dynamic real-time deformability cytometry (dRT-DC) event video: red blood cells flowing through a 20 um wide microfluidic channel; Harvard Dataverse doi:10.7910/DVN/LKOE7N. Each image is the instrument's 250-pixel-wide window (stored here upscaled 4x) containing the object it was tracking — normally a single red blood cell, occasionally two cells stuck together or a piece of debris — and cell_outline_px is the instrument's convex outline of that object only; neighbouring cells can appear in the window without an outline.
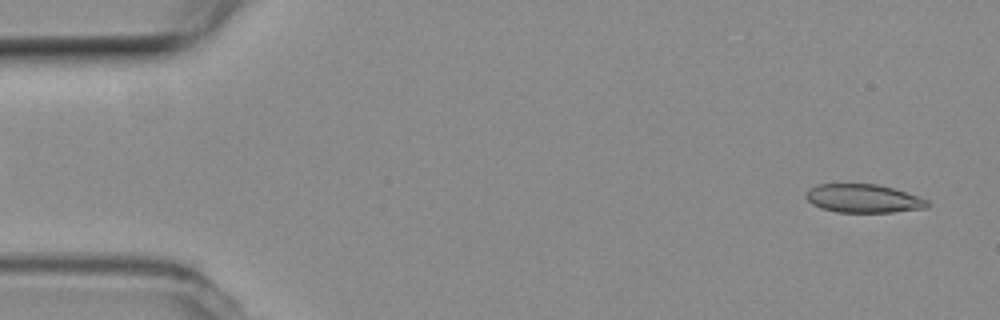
{"species": "common noctule bat (a hibernating species)", "species_latin": "Nyctalus noctula", "temperature_condition": "room temperature", "stored_images_in_passage": 54, "camera_frame_rate_fps": 3000, "um_per_image_px": 0.085, "animal": {"sex": "female", "body_mass_g": 19.3, "forearm_length_mm": 54.1}, "frame": {"image": 1, "passage_image": 3, "time_ms": 0.667, "image_size_px": [1000, 320], "cell_outline_px": [[932, 204], [928, 208], [892, 212], [836, 212], [820, 208], [812, 204], [804, 196], [808, 188], [816, 184], [876, 184], [892, 188], [928, 200]], "centroid_in_image_um": [73.36, 16.87], "position_along_channel_um": 11.6, "area_um2": 20.23}}
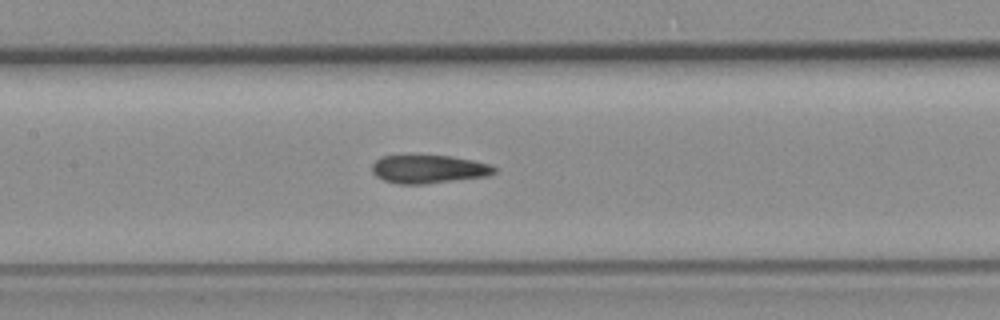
{"frame": {"image": 2, "passage_image": 25, "time_ms": 8.0, "image_size_px": [1000, 320], "cell_outline_px": [[496, 172], [488, 176], [424, 184], [400, 184], [384, 180], [376, 176], [372, 172], [372, 164], [380, 156], [452, 156], [492, 164], [496, 168]], "centroid_in_image_um": [36.46, 14.38], "position_along_channel_um": 170.9, "area_um2": 20.11}}
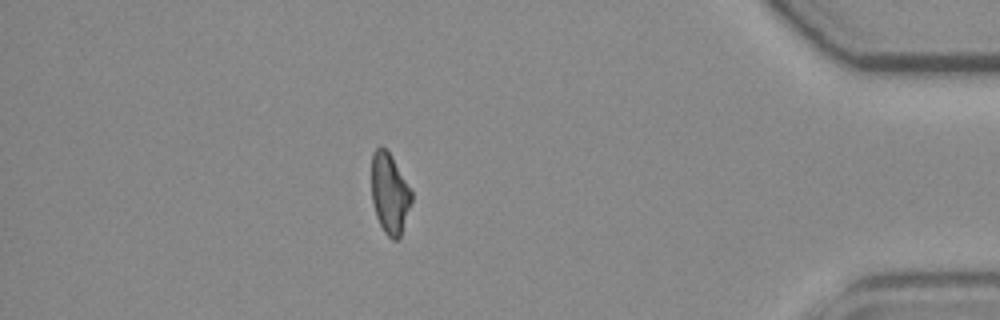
{"frame": {"image": 3, "passage_image": 47, "time_ms": 15.333, "image_size_px": [1000, 320], "cell_outline_px": [[412, 200], [400, 236], [396, 240], [392, 240], [384, 232], [376, 216], [372, 200], [372, 152], [380, 144], [392, 156], [412, 192]], "centroid_in_image_um": [33.11, 16.43], "position_along_channel_um": 402.1, "area_um2": 18.61}, "authors_computed_cell_mechanics": {"area_um2": 20.6057, "velocity_mm_per_s": 3.791, "shape_relaxation_time_tau1_ms": 6.3146, "shape_relaxation_time_tau2_ms": 2.3792, "deformation_change_tau1": 0.175, "deformation_change_tau2": 0.1146}}